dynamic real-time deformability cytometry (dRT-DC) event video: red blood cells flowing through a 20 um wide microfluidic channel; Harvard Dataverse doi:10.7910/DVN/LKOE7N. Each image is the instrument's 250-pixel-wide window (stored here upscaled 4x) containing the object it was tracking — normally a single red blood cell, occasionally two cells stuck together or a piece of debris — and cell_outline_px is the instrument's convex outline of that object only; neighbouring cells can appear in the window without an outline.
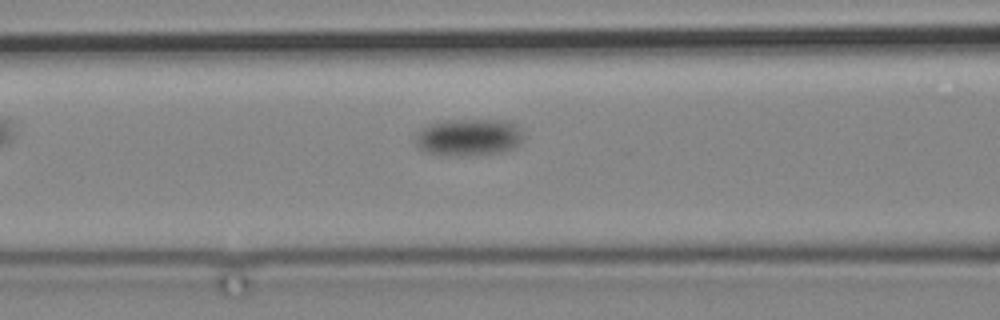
{"species": "common noctule bat (a hibernating species)", "species_latin": "Nyctalus noctula", "temperature_condition": "cold", "stored_images_in_passage": 6, "camera_frame_rate_fps": 3000, "um_per_image_px": 0.085, "animal": {"sex": "male", "body_mass_g": 19.2, "forearm_length_mm": 51.8}, "frame": {"image": 1, "passage_image": 3, "time_ms": 2.333, "image_size_px": [1000, 320], "cell_outline_px": [[524, 140], [516, 148], [500, 152], [464, 156], [440, 156], [424, 152], [416, 144], [416, 132], [428, 124], [452, 120], [508, 120], [520, 128], [524, 136]], "centroid_in_image_um": [39.85, 11.68], "position_along_channel_um": 126.7, "area_um2": 23.76}}
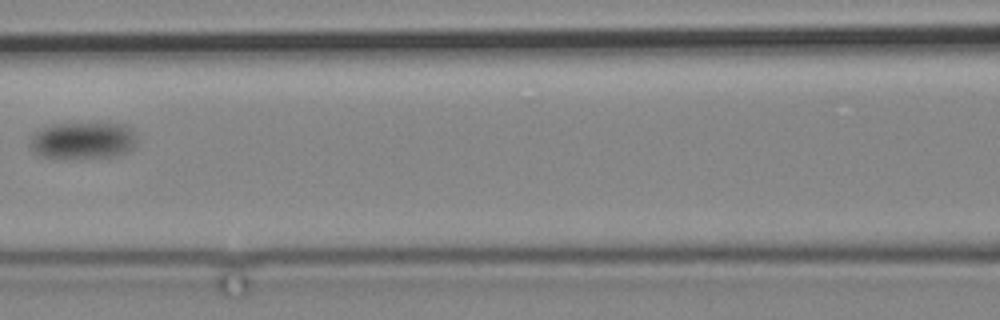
{"frame": {"image": 2, "passage_image": 4, "time_ms": 3.667, "image_size_px": [1000, 320], "cell_outline_px": [[136, 144], [128, 152], [116, 156], [68, 160], [56, 160], [40, 156], [32, 152], [28, 144], [32, 136], [40, 128], [52, 124], [128, 124], [132, 128], [136, 140]], "centroid_in_image_um": [7.0, 11.99], "position_along_channel_um": 159.6, "area_um2": 23.81}}
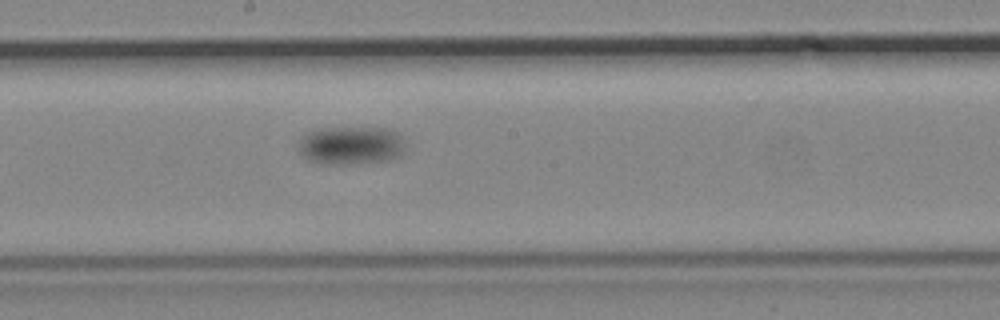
{"frame": {"image": 3, "passage_image": 6, "time_ms": 6.0, "image_size_px": [1000, 320], "cell_outline_px": [[404, 148], [400, 156], [388, 160], [356, 164], [320, 164], [308, 160], [300, 152], [296, 144], [300, 136], [308, 132], [320, 128], [384, 128], [400, 132], [404, 136]], "centroid_in_image_um": [29.82, 12.36], "position_along_channel_um": 218.4, "area_um2": 24.39}}